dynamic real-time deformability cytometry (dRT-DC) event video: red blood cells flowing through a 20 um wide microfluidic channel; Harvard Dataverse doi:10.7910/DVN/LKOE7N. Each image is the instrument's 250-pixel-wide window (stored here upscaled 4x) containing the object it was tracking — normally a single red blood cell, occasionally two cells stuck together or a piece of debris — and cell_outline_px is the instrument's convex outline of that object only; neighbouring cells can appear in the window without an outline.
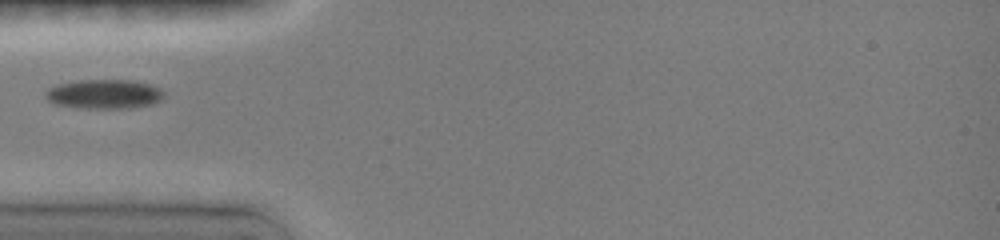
{"species": "common noctule bat (a hibernating species)", "species_latin": "Nyctalus noctula", "temperature_condition": "room temperature", "stored_images_in_passage": 24, "camera_frame_rate_fps": 3000, "um_per_image_px": 0.085, "animal": {"sex": "female", "body_mass_g": 19.0, "forearm_length_mm": 51.5}, "frame": {"image": 1, "passage_image": 1, "time_ms": 0.0, "image_size_px": [1000, 240], "cell_outline_px": [[164, 96], [160, 100], [152, 104], [132, 108], [84, 108], [56, 104], [48, 100], [48, 92], [52, 88], [60, 84], [76, 80], [132, 80], [152, 84], [160, 88], [164, 92]], "centroid_in_image_um": [8.96, 7.99], "position_along_channel_um": 76.0, "area_um2": 20.0}}
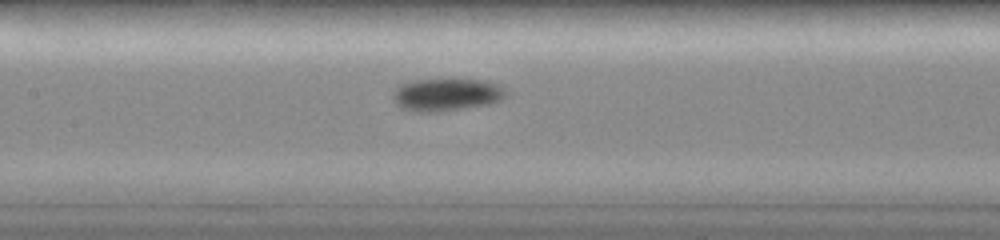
{"frame": {"image": 2, "passage_image": 6, "time_ms": 2.333, "image_size_px": [1000, 240], "cell_outline_px": [[504, 96], [500, 100], [488, 104], [440, 112], [416, 112], [400, 108], [396, 104], [396, 88], [400, 84], [416, 80], [452, 76], [480, 80], [496, 84], [504, 88]], "centroid_in_image_um": [37.94, 8.01], "position_along_channel_um": 169.5, "area_um2": 21.85}}
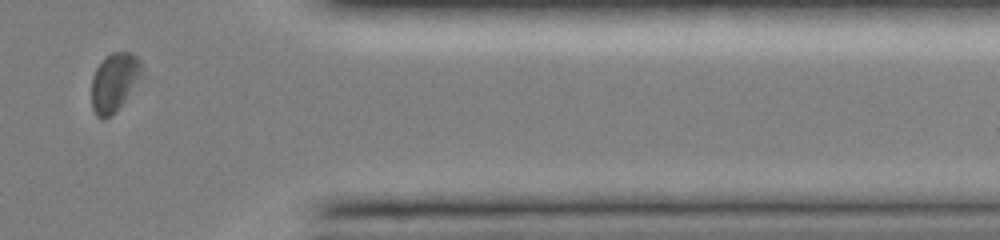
{"frame": {"image": 3, "passage_image": 20, "time_ms": 8.333, "image_size_px": [1000, 240], "cell_outline_px": [[140, 76], [116, 112], [112, 116], [104, 120], [100, 120], [96, 116], [92, 108], [92, 76], [96, 68], [112, 52], [132, 52], [140, 60]], "centroid_in_image_um": [9.67, 7.03], "position_along_channel_um": 401.7, "area_um2": 16.76}}